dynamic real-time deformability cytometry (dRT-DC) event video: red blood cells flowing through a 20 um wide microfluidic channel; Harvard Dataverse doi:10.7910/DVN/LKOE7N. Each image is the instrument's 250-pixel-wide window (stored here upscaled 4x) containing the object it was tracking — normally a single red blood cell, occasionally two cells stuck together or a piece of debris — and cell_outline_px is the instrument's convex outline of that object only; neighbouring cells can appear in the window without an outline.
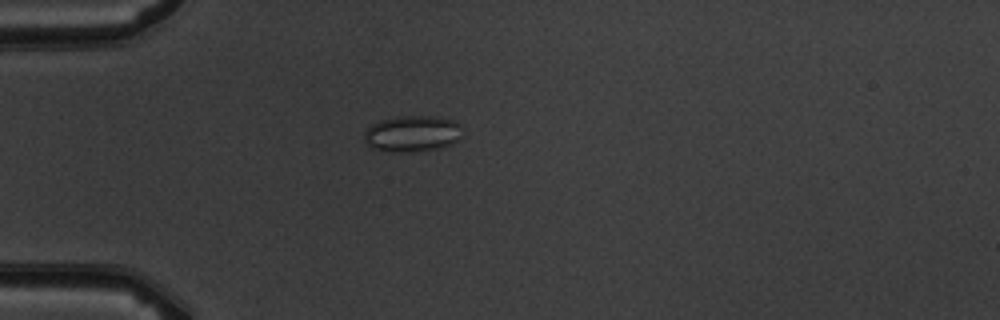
{"species": "common noctule bat (a hibernating species)", "species_latin": "Nyctalus noctula", "temperature_condition": "warm", "stored_images_in_passage": 2, "camera_frame_rate_fps": 3000, "um_per_image_px": 0.085, "animal": {"sex": "male", "body_mass_g": 19.5, "forearm_length_mm": 54.6}, "frame": {"image": 1, "passage_image": 2, "time_ms": 1.0, "image_size_px": [1000, 320], "cell_outline_px": [[460, 136], [452, 144], [440, 148], [408, 152], [392, 152], [372, 148], [364, 140], [364, 132], [372, 124], [380, 120], [396, 116], [436, 116], [456, 120]], "centroid_in_image_um": [35.0, 11.35], "position_along_channel_um": 50.0, "area_um2": 20.63}}